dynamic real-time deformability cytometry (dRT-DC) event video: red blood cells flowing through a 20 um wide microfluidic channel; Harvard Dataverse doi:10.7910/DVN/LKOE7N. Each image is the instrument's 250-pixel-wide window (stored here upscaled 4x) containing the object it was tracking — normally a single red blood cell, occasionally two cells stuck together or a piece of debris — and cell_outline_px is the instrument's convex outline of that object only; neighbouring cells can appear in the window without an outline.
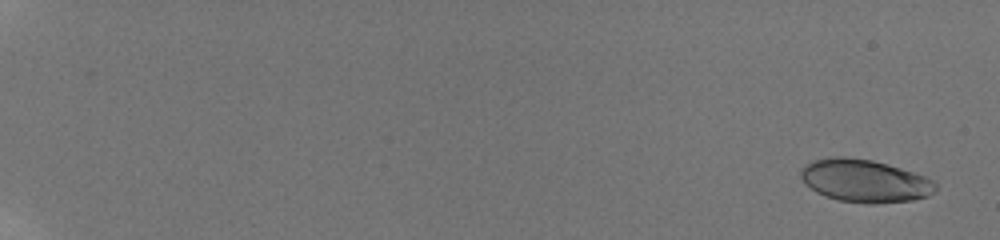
{"species": "human", "species_latin": "Homo sapiens", "temperature_condition": "room temperature", "stored_images_in_passage": 39, "camera_frame_rate_fps": 3000, "um_per_image_px": 0.085, "donor": {"sex": "male"}, "frame": {"image": 1, "passage_image": 2, "time_ms": 0.667, "image_size_px": [1000, 240], "cell_outline_px": [[936, 188], [928, 196], [912, 200], [876, 204], [868, 204], [836, 200], [824, 196], [816, 192], [804, 184], [800, 176], [800, 168], [804, 164], [812, 160], [832, 156], [844, 156], [872, 160], [900, 168], [924, 176], [932, 180], [936, 184]], "centroid_in_image_um": [73.43, 15.37], "position_along_channel_um": 11.6, "area_um2": 33.87}}
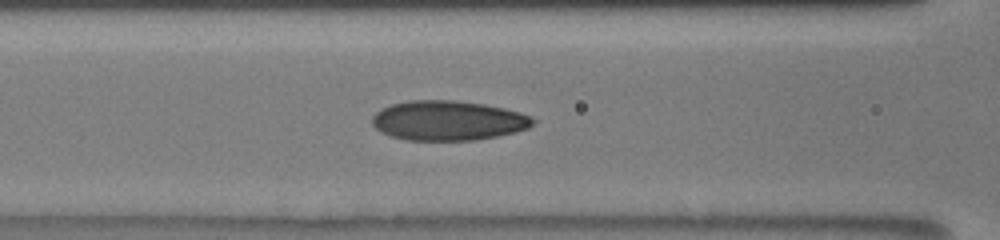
{"frame": {"image": 2, "passage_image": 22, "time_ms": 9.667, "image_size_px": [1000, 240], "cell_outline_px": [[536, 120], [528, 128], [516, 132], [476, 140], [404, 140], [380, 132], [372, 124], [372, 116], [376, 112], [392, 104], [408, 100], [452, 100], [484, 104], [504, 108], [520, 112]], "centroid_in_image_um": [38.07, 10.25], "position_along_channel_um": 128.5, "area_um2": 37.17}}
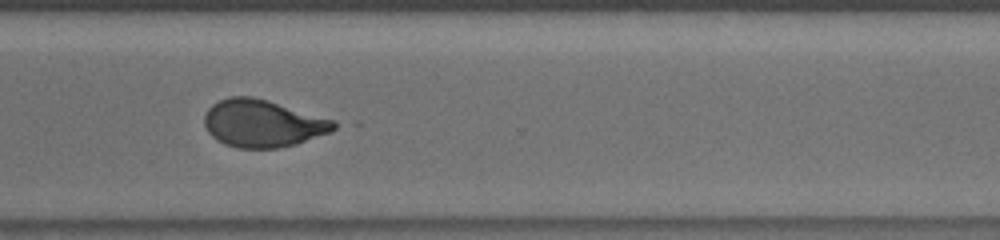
{"frame": {"image": 3, "passage_image": 32, "time_ms": 15.333, "image_size_px": [1000, 240], "cell_outline_px": [[344, 124], [332, 132], [296, 144], [276, 148], [240, 148], [224, 144], [216, 140], [208, 132], [204, 124], [204, 116], [208, 108], [212, 104], [228, 96], [252, 96], [268, 100], [336, 120]], "centroid_in_image_um": [22.39, 10.48], "position_along_channel_um": 348.2, "area_um2": 36.3}, "authors_computed_cell_mechanics": {"area_um2": 34.4488, "velocity_mm_per_s": 3.8841, "shape_relaxation_time_tau1_ms": 9.9522, "shape_relaxation_time_tau2_ms": 0.9326, "deformation_change_tau1": 0.2418, "deformation_change_tau2": 0.0609}}